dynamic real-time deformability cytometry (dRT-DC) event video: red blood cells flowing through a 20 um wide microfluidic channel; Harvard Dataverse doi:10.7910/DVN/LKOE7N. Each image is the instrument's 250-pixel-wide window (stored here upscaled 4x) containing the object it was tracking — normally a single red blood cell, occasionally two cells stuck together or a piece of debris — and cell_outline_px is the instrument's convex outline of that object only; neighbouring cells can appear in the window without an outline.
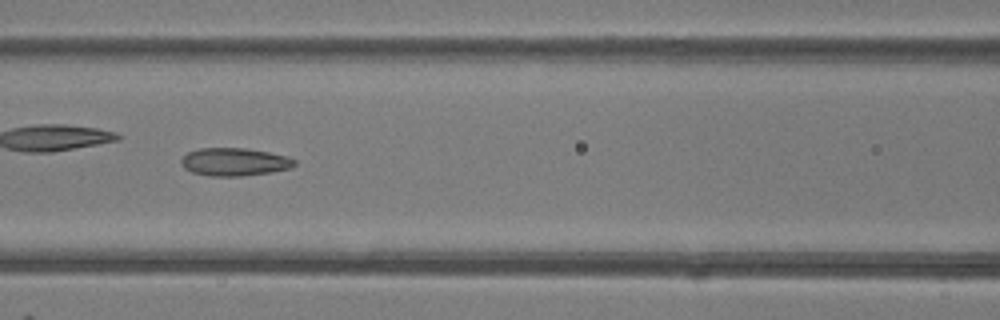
{"species": "common noctule bat (a hibernating species)", "species_latin": "Nyctalus noctula", "temperature_condition": "room temperature", "stored_images_in_passage": 48, "camera_frame_rate_fps": 3000, "um_per_image_px": 0.085, "animal": {"sex": "female"}, "frame": {"image": 1, "passage_image": 21, "time_ms": 6.667, "image_size_px": [1000, 320], "cell_outline_px": [[296, 164], [292, 168], [272, 172], [240, 176], [208, 176], [192, 172], [184, 168], [180, 164], [180, 160], [188, 152], [200, 148], [244, 148], [268, 152], [288, 156], [296, 160]], "centroid_in_image_um": [19.94, 13.76], "position_along_channel_um": 146.7, "area_um2": 18.55}, "authors_computed_cell_mechanics": {"area_um2": 19.3052, "velocity_mm_per_s": 4.1765, "shape_relaxation_time_tau1_ms": 6.5044, "shape_relaxation_time_tau2_ms": 2.1758, "deformation_change_tau1": 0.1885, "deformation_change_tau2": 0.1088}}